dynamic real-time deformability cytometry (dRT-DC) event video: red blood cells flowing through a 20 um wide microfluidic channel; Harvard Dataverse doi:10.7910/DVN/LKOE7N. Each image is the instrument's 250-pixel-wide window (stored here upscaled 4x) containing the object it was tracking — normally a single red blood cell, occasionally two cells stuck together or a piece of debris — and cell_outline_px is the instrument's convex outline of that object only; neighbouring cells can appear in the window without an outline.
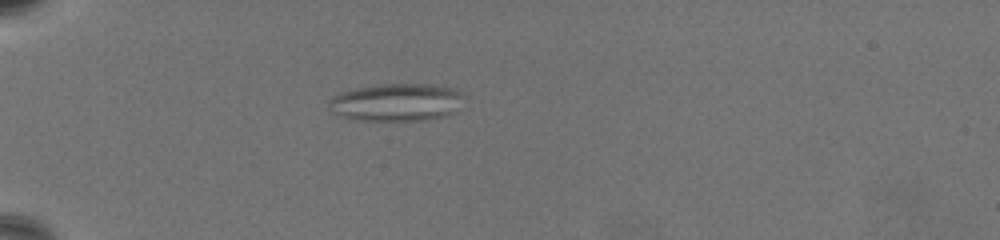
{"species": "common noctule bat (a hibernating species)", "species_latin": "Nyctalus noctula", "temperature_condition": "warm", "stored_images_in_passage": 49, "camera_frame_rate_fps": 3000, "um_per_image_px": 0.085, "animal": {"sex": "female", "body_mass_g": 19.5, "forearm_length_mm": 54.1}, "frame": {"image": 1, "passage_image": 3, "time_ms": 0.667, "image_size_px": [1000, 240], "cell_outline_px": [[460, 96], [448, 112], [444, 116], [428, 120], [356, 120], [340, 116], [332, 112], [328, 108], [328, 104], [332, 96], [356, 88], [380, 84], [432, 84], [448, 88], [456, 92]], "centroid_in_image_um": [33.51, 8.7], "position_along_channel_um": 51.5, "area_um2": 28.61}}
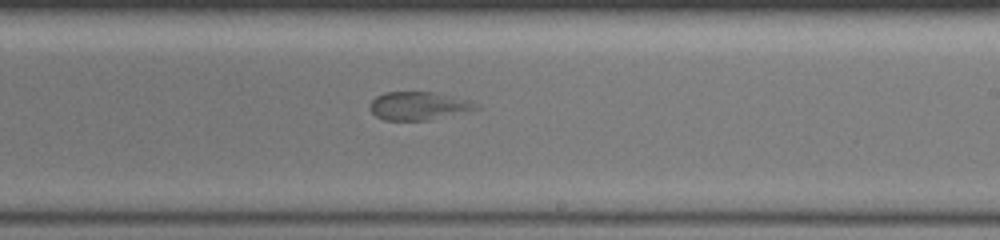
{"frame": {"image": 2, "passage_image": 25, "time_ms": 8.0, "image_size_px": [1000, 240], "cell_outline_px": [[484, 108], [428, 120], [384, 120], [376, 116], [368, 108], [368, 104], [376, 96], [384, 92], [436, 92], [472, 100]], "centroid_in_image_um": [35.62, 8.99], "position_along_channel_um": 253.4, "area_um2": 17.8}}
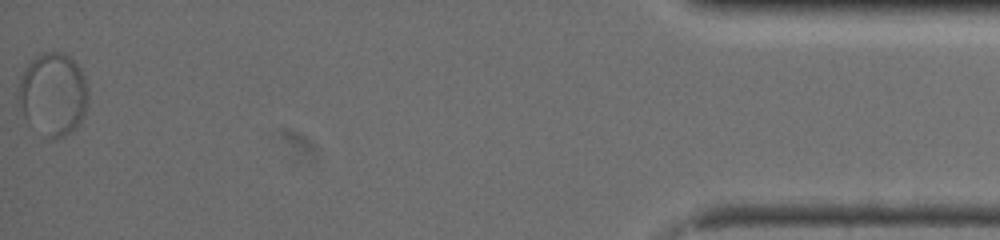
{"frame": {"image": 3, "passage_image": 49, "time_ms": 16.0, "image_size_px": [1000, 240], "cell_outline_px": [[88, 104], [84, 116], [76, 128], [64, 136], [56, 140], [44, 136], [24, 116], [16, 104], [20, 80], [28, 64], [36, 56], [44, 52], [64, 52], [80, 68], [84, 76], [88, 88]], "centroid_in_image_um": [4.52, 8.02], "position_along_channel_um": 430.7, "area_um2": 33.87}}